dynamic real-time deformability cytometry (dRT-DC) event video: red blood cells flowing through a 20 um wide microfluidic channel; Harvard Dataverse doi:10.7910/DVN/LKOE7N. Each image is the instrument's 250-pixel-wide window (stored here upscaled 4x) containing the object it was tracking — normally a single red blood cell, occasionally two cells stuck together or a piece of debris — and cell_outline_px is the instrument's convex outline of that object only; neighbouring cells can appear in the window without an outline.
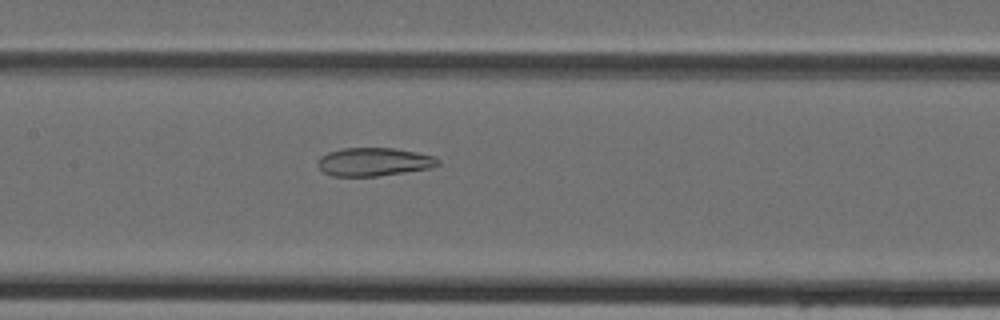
{"species": "Egyptian fruit bat (a non-hibernating species)", "species_latin": "Rousettus aegyptiacus", "temperature_condition": "cold", "stored_images_in_passage": 47, "camera_frame_rate_fps": 3000, "um_per_image_px": 0.085, "animal": {"sex": "female"}, "frame": {"image": 1, "passage_image": 23, "time_ms": 7.333, "image_size_px": [1000, 320], "cell_outline_px": [[440, 164], [432, 168], [376, 176], [332, 176], [324, 172], [316, 164], [316, 160], [320, 156], [328, 152], [344, 148], [392, 148], [416, 152], [432, 156], [440, 160]], "centroid_in_image_um": [31.75, 13.76], "position_along_channel_um": 175.6, "area_um2": 19.83}}
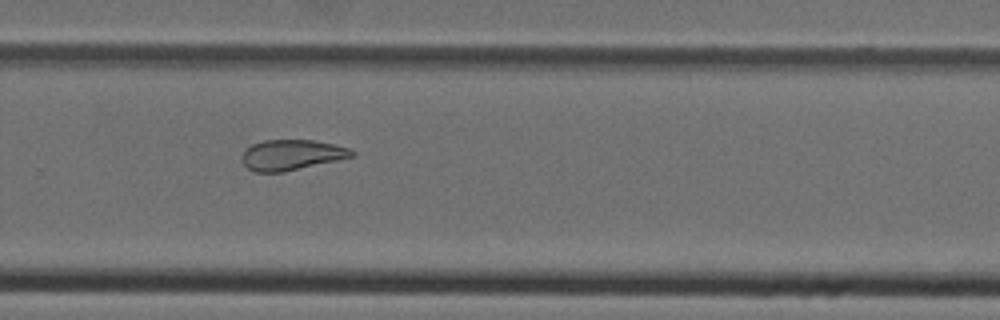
{"frame": {"image": 2, "passage_image": 32, "time_ms": 10.333, "image_size_px": [1000, 320], "cell_outline_px": [[356, 152], [352, 156], [336, 160], [284, 172], [256, 172], [248, 168], [244, 164], [240, 156], [252, 144], [264, 140], [312, 140], [332, 144], [348, 148]], "centroid_in_image_um": [24.74, 13.17], "position_along_channel_um": 305.1, "area_um2": 19.19}}
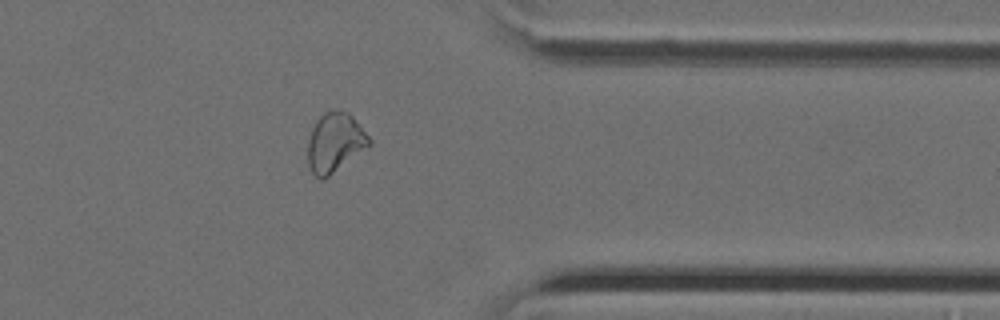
{"frame": {"image": 3, "passage_image": 38, "time_ms": 12.333, "image_size_px": [1000, 320], "cell_outline_px": [[372, 144], [324, 180], [320, 180], [312, 172], [308, 164], [308, 140], [312, 128], [316, 120], [324, 112], [332, 108], [340, 108], [348, 112], [352, 116], [372, 140]], "centroid_in_image_um": [28.47, 12.09], "position_along_channel_um": 382.9, "area_um2": 21.5}}